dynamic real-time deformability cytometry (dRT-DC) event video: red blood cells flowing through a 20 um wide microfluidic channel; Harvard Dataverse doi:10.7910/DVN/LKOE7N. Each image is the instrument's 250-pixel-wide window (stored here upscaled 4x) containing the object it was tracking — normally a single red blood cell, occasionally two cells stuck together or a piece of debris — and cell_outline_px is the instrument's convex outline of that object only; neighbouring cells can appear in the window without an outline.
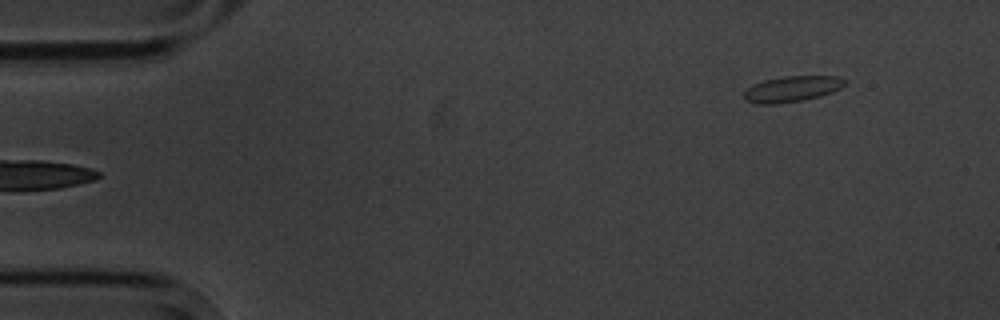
{"species": "common noctule bat (a hibernating species)", "species_latin": "Nyctalus noctula", "temperature_condition": "cold", "stored_images_in_passage": 5, "camera_frame_rate_fps": 3000, "um_per_image_px": 0.085, "animal": {"sex": "male", "body_mass_g": 20.1, "forearm_length_mm": 53.5}, "frame": {"image": 1, "passage_image": 5, "time_ms": 5.333, "image_size_px": [1000, 320], "cell_outline_px": [[848, 80], [840, 88], [832, 92], [820, 96], [804, 100], [776, 104], [756, 104], [744, 100], [744, 92], [752, 84], [764, 80], [784, 76], [836, 76]], "centroid_in_image_um": [67.3, 7.56], "position_along_channel_um": 17.7, "area_um2": 15.26}}